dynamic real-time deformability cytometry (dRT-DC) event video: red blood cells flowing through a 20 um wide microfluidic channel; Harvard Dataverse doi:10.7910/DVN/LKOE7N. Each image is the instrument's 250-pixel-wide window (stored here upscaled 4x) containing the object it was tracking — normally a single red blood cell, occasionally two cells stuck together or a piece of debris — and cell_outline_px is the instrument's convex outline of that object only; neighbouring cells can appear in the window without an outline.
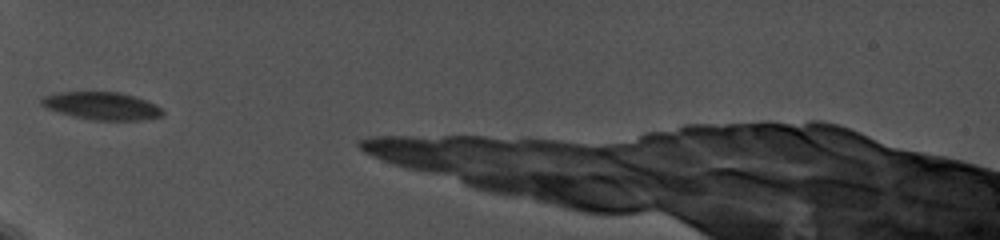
{"species": "common noctule bat (a hibernating species)", "species_latin": "Nyctalus noctula", "temperature_condition": "cold", "stored_images_in_passage": 17, "segment_of_instrument_passage": [1, 2], "camera_frame_rate_fps": 5000, "um_per_image_px": 0.085, "animal": {"sex": "female", "body_mass_g": 19.0, "forearm_length_mm": 56.7}, "frame": {"image": 1, "passage_image": 1, "time_ms": 0.0, "image_size_px": [1000, 240], "cell_outline_px": [[164, 116], [144, 120], [92, 120], [72, 116], [44, 108], [40, 104], [40, 100], [44, 96], [60, 92], [120, 92], [156, 104], [164, 112]], "centroid_in_image_um": [8.64, 9.01], "position_along_channel_um": 76.4, "area_um2": 19.59}}
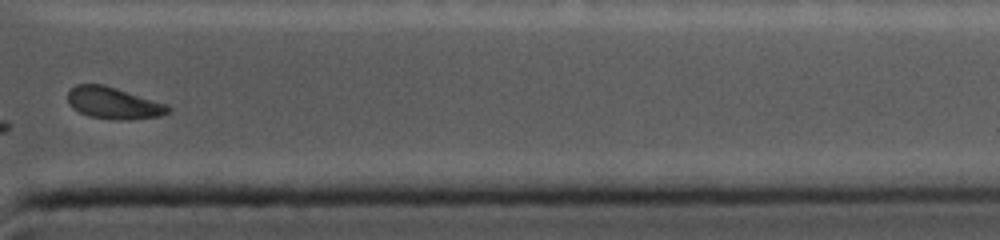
{"frame": {"image": 2, "passage_image": 15, "time_ms": 8.8, "image_size_px": [1000, 240], "cell_outline_px": [[172, 108], [168, 112], [160, 116], [128, 120], [116, 120], [88, 116], [72, 108], [68, 100], [68, 92], [76, 84], [104, 84], [168, 104]], "centroid_in_image_um": [9.67, 8.76], "position_along_channel_um": 401.7, "area_um2": 18.67}}